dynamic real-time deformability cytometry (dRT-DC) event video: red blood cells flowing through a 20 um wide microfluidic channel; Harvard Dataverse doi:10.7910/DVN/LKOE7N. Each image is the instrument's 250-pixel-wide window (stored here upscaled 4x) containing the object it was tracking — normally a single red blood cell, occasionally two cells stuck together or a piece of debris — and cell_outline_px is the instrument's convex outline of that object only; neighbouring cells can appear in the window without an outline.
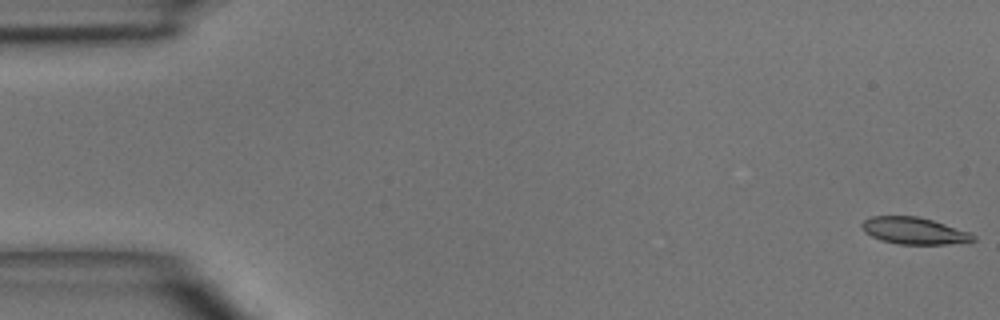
{"species": "common noctule bat (a hibernating species)", "species_latin": "Nyctalus noctula", "temperature_condition": "room temperature", "stored_images_in_passage": 5, "camera_frame_rate_fps": 3000, "um_per_image_px": 0.085, "animal": {"sex": "male", "body_mass_g": 15.6}, "frame": {"image": 1, "passage_image": 1, "time_ms": 0.0, "image_size_px": [1000, 320], "cell_outline_px": [[976, 240], [948, 244], [900, 244], [880, 240], [864, 232], [860, 224], [864, 220], [872, 216], [916, 216], [932, 220], [968, 232], [976, 236]], "centroid_in_image_um": [77.65, 19.61], "position_along_channel_um": 7.3, "area_um2": 17.22}}